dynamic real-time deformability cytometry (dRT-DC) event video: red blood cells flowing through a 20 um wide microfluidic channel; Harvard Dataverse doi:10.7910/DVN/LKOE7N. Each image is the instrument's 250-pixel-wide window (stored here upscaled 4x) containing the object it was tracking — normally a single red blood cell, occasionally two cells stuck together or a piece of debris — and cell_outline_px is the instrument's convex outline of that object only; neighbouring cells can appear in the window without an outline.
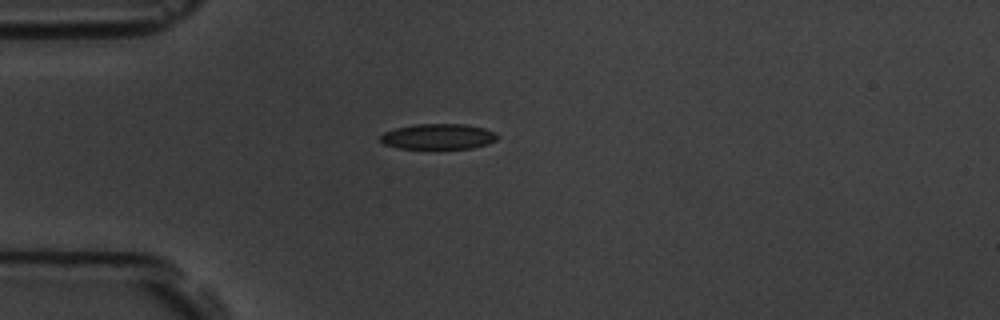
{"species": "common noctule bat (a hibernating species)", "species_latin": "Nyctalus noctula", "temperature_condition": "room temperature", "stored_images_in_passage": 10, "camera_frame_rate_fps": 3000, "um_per_image_px": 0.085, "animal": {"sex": "male", "body_mass_g": 19.5, "forearm_length_mm": 54.6}, "frame": {"image": 1, "passage_image": 1, "time_ms": 0.0, "image_size_px": [1000, 320], "cell_outline_px": [[500, 136], [496, 140], [488, 144], [472, 148], [400, 148], [384, 144], [380, 140], [380, 136], [384, 132], [396, 128], [416, 124], [464, 124], [484, 128], [496, 132]], "centroid_in_image_um": [37.29, 11.6], "position_along_channel_um": 47.7, "area_um2": 17.34}}
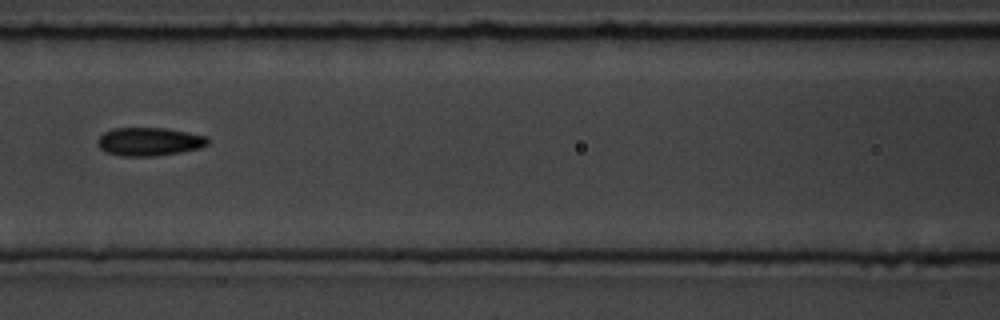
{"frame": {"image": 2, "passage_image": 4, "time_ms": 3.333, "image_size_px": [1000, 320], "cell_outline_px": [[208, 144], [200, 148], [180, 152], [156, 156], [120, 156], [108, 152], [100, 148], [96, 140], [104, 132], [112, 128], [168, 128], [208, 136]], "centroid_in_image_um": [12.7, 12.03], "position_along_channel_um": 153.9, "area_um2": 18.26}}
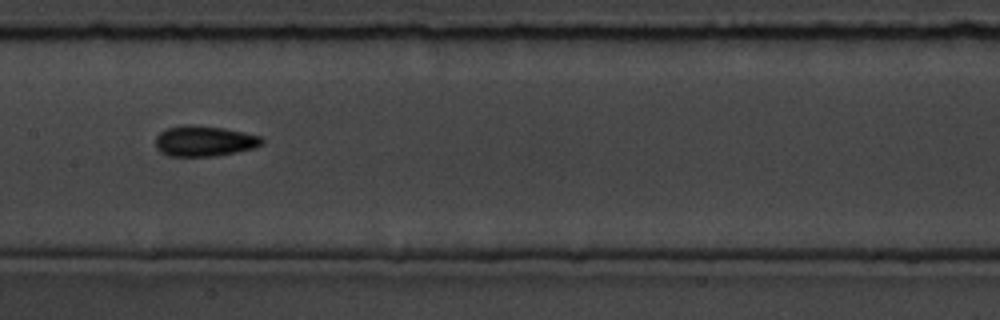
{"frame": {"image": 3, "passage_image": 5, "time_ms": 4.333, "image_size_px": [1000, 320], "cell_outline_px": [[264, 144], [252, 148], [236, 152], [216, 156], [168, 156], [160, 152], [156, 148], [156, 136], [160, 132], [168, 128], [188, 124], [192, 124], [224, 128], [264, 136]], "centroid_in_image_um": [17.39, 11.98], "position_along_channel_um": 190.0, "area_um2": 19.13}, "authors_computed_cell_mechanics": {"area_um2": 17.8024, "velocity_mm_per_s": 3.6299, "shape_relaxation_time_tau1_ms": 4.195, "shape_relaxation_time_tau2_ms": 5.5153, "deformation_change_tau1": 0.0948, "deformation_change_tau2": 0.0906}}